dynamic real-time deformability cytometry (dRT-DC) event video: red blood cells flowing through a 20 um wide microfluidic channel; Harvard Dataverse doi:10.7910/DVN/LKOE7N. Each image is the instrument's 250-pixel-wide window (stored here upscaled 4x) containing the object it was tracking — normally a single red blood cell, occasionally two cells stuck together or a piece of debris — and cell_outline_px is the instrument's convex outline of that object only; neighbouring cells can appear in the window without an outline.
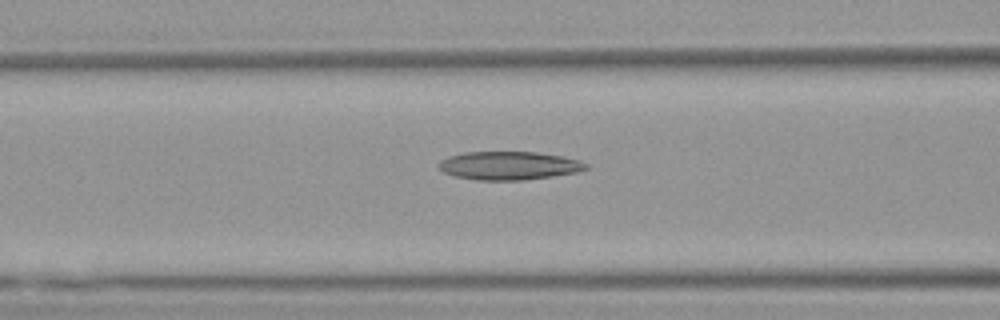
{"species": "Egyptian fruit bat (a non-hibernating species)", "species_latin": "Rousettus aegyptiacus", "temperature_condition": "warm", "stored_images_in_passage": 52, "camera_frame_rate_fps": 3000, "um_per_image_px": 0.085, "animal": {"sex": "female"}, "frame": {"image": 1, "passage_image": 21, "time_ms": 6.667, "image_size_px": [1000, 320], "cell_outline_px": [[588, 168], [576, 172], [552, 176], [520, 180], [476, 180], [456, 176], [444, 172], [436, 168], [436, 164], [440, 160], [448, 156], [464, 152], [536, 152], [560, 156], [580, 160], [588, 164]], "centroid_in_image_um": [43.21, 14.07], "position_along_channel_um": 123.4, "area_um2": 24.33}}
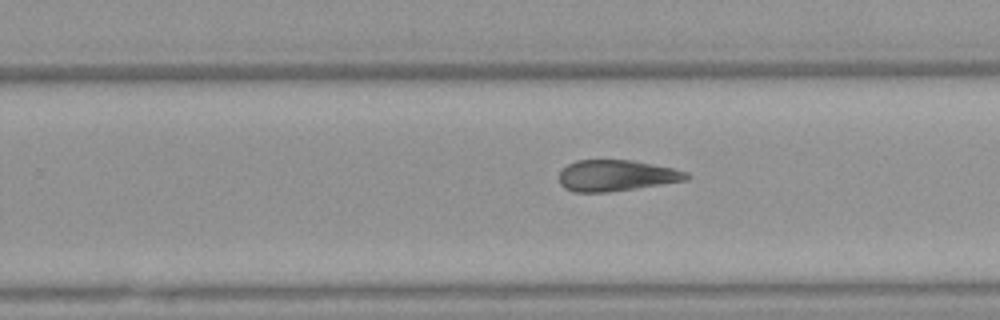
{"frame": {"image": 2, "passage_image": 33, "time_ms": 10.667, "image_size_px": [1000, 320], "cell_outline_px": [[692, 176], [688, 180], [636, 188], [608, 192], [572, 192], [564, 188], [560, 184], [560, 172], [568, 164], [576, 160], [632, 160], [672, 168], [688, 172]], "centroid_in_image_um": [52.4, 14.92], "position_along_channel_um": 277.4, "area_um2": 23.12}}
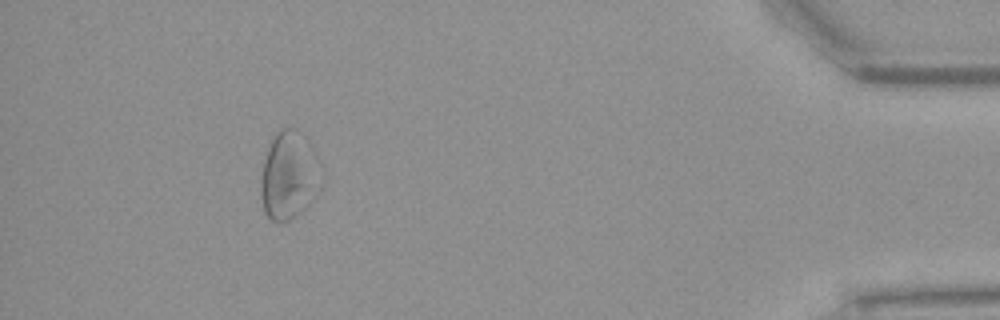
{"frame": {"image": 3, "passage_image": 48, "time_ms": 15.667, "image_size_px": [1000, 320], "cell_outline_px": [[312, 200], [296, 216], [280, 224], [272, 220], [264, 212], [260, 192], [260, 180], [264, 160], [268, 148], [276, 132], [280, 128], [292, 128], [300, 132], [308, 140], [312, 148]], "centroid_in_image_um": [24.37, 14.93], "position_along_channel_um": 410.8, "area_um2": 28.78}, "authors_computed_cell_mechanics": {"area_um2": 25.9233, "velocity_mm_per_s": 3.876, "shape_relaxation_time_tau1_ms": null, "shape_relaxation_time_tau2_ms": 7.5219, "deformation_change_tau1": null, "deformation_change_tau2": 0.1972}}